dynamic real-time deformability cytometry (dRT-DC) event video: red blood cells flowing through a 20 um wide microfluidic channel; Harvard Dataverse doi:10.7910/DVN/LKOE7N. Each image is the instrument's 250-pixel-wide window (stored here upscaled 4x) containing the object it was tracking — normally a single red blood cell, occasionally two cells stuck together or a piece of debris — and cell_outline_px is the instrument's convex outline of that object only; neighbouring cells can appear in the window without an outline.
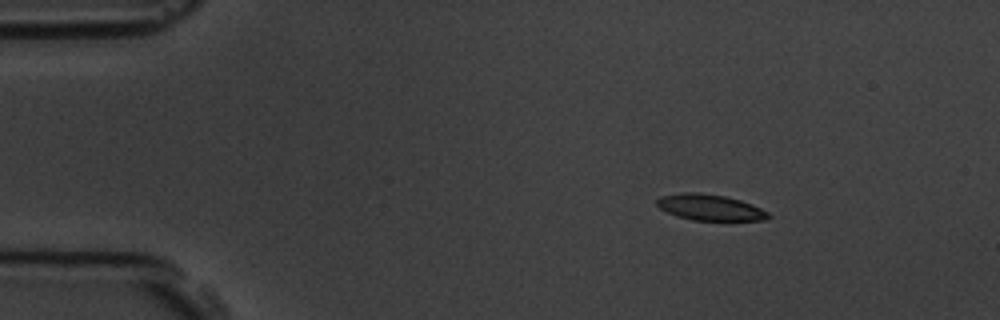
{"species": "common noctule bat (a hibernating species)", "species_latin": "Nyctalus noctula", "temperature_condition": "room temperature", "stored_images_in_passage": 5, "camera_frame_rate_fps": 3000, "um_per_image_px": 0.085, "animal": {"sex": "male", "body_mass_g": 19.5, "forearm_length_mm": 54.6}, "frame": {"image": 1, "passage_image": 2, "time_ms": 1.333, "image_size_px": [1000, 320], "cell_outline_px": [[772, 216], [764, 220], [692, 220], [676, 216], [660, 208], [656, 204], [656, 200], [660, 196], [684, 192], [696, 192], [724, 196], [740, 200], [752, 204], [768, 212]], "centroid_in_image_um": [60.34, 17.63], "position_along_channel_um": 24.7, "area_um2": 16.82}}
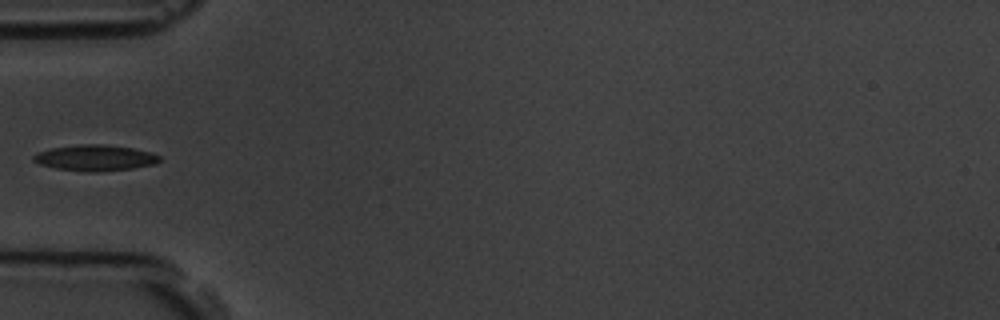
{"frame": {"image": 2, "passage_image": 5, "time_ms": 4.667, "image_size_px": [1000, 320], "cell_outline_px": [[160, 160], [156, 164], [132, 168], [100, 172], [88, 172], [56, 168], [40, 164], [32, 160], [32, 156], [36, 152], [52, 148], [80, 144], [104, 144], [132, 148], [152, 152], [160, 156]], "centroid_in_image_um": [8.09, 13.42], "position_along_channel_um": 76.9, "area_um2": 19.13}}